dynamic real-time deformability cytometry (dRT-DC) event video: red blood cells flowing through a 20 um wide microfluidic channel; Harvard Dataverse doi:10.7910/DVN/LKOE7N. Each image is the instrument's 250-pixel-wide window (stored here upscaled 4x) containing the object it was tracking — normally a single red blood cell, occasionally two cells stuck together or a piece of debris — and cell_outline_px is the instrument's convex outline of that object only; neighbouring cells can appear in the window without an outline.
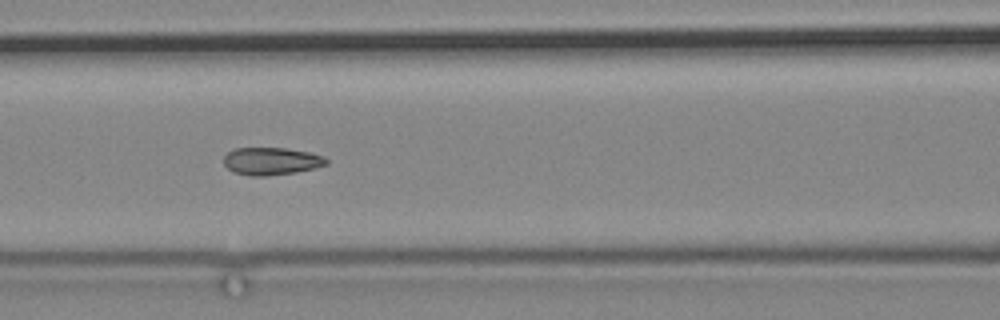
{"species": "common noctule bat (a hibernating species)", "species_latin": "Nyctalus noctula", "temperature_condition": "cold", "stored_images_in_passage": 13, "camera_frame_rate_fps": 3000, "um_per_image_px": 0.085, "animal": {"sex": "male", "body_mass_g": 19.2, "forearm_length_mm": 51.8}, "frame": {"image": 1, "passage_image": 11, "time_ms": 12.667, "image_size_px": [1000, 320], "cell_outline_px": [[328, 164], [296, 172], [268, 176], [248, 176], [232, 172], [224, 164], [224, 156], [228, 152], [236, 148], [284, 148], [308, 152], [324, 156], [328, 160]], "centroid_in_image_um": [23.04, 13.71], "position_along_channel_um": 143.6, "area_um2": 16.47}}
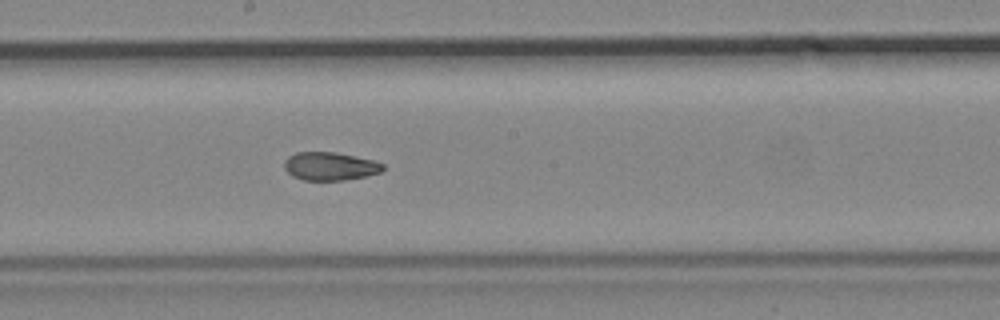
{"frame": {"image": 2, "passage_image": 13, "time_ms": 15.0, "image_size_px": [1000, 320], "cell_outline_px": [[384, 168], [380, 172], [364, 176], [344, 180], [304, 180], [292, 176], [284, 168], [284, 160], [288, 156], [296, 152], [336, 152], [372, 160], [384, 164]], "centroid_in_image_um": [28.01, 14.12], "position_along_channel_um": 220.2, "area_um2": 16.13}}